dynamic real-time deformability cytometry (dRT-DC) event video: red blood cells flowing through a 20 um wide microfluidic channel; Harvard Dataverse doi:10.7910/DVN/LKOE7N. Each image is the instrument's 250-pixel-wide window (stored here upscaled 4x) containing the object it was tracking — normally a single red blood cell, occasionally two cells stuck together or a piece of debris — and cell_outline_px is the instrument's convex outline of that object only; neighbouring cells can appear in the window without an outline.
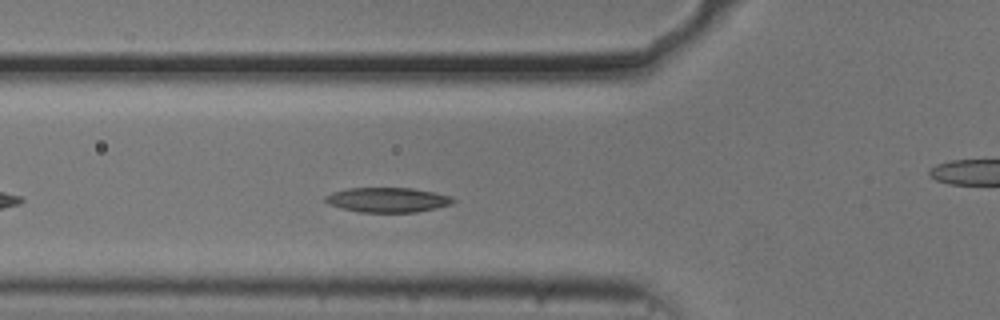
{"species": "common noctule bat (a hibernating species)", "species_latin": "Nyctalus noctula", "temperature_condition": "cold", "stored_images_in_passage": 31, "camera_frame_rate_fps": 3000, "um_per_image_px": 0.085, "animal": {"sex": "male", "body_mass_g": 20.5, "forearm_length_mm": 52.5}, "frame": {"image": 1, "passage_image": 4, "time_ms": 1.0, "image_size_px": [1000, 320], "cell_outline_px": [[456, 200], [452, 204], [436, 208], [416, 212], [360, 212], [340, 208], [328, 204], [324, 200], [324, 196], [332, 192], [348, 188], [412, 188], [432, 192], [448, 196]], "centroid_in_image_um": [32.9, 16.99], "position_along_channel_um": 92.9, "area_um2": 18.38}}
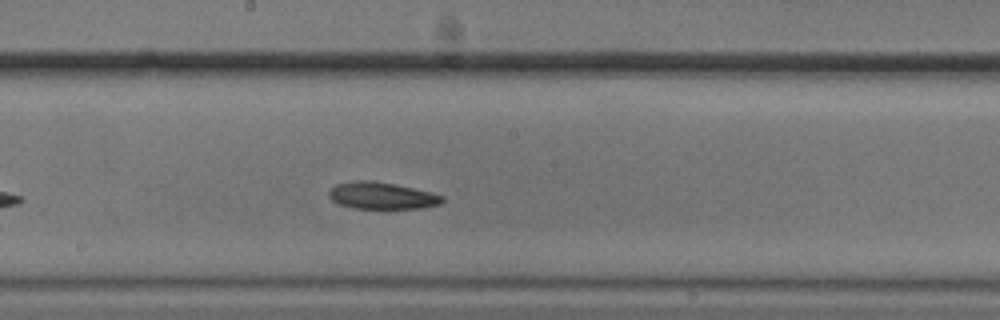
{"frame": {"image": 2, "passage_image": 14, "time_ms": 4.333, "image_size_px": [1000, 320], "cell_outline_px": [[444, 200], [440, 204], [420, 208], [352, 208], [340, 204], [332, 200], [328, 196], [328, 192], [336, 184], [356, 180], [368, 180], [392, 184], [432, 192], [444, 196]], "centroid_in_image_um": [32.45, 16.63], "position_along_channel_um": 215.8, "area_um2": 17.57}}
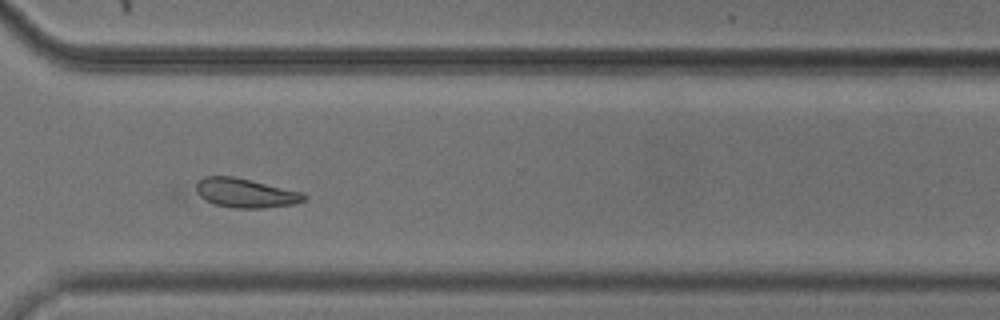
{"frame": {"image": 3, "passage_image": 25, "time_ms": 8.0, "image_size_px": [1000, 320], "cell_outline_px": [[308, 196], [304, 200], [292, 204], [260, 208], [236, 208], [216, 204], [204, 200], [188, 192], [204, 176], [232, 176], [300, 192]], "centroid_in_image_um": [20.71, 16.4], "position_along_channel_um": 349.9, "area_um2": 18.38}, "authors_computed_cell_mechanics": {"area_um2": 18.207, "velocity_mm_per_s": 3.6722, "shape_relaxation_time_tau1_ms": 5.0954, "shape_relaxation_time_tau2_ms": 5.9758, "deformation_change_tau1": 0.1046, "deformation_change_tau2": 0.1239}}